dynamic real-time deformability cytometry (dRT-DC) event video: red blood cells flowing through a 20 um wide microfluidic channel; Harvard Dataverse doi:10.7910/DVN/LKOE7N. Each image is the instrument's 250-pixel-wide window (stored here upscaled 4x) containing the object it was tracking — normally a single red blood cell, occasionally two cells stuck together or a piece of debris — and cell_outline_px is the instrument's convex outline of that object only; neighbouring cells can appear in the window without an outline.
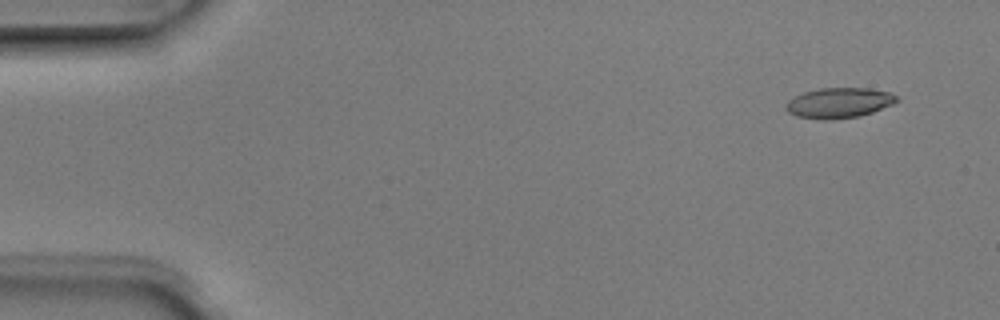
{"species": "Egyptian fruit bat (a non-hibernating species)", "species_latin": "Rousettus aegyptiacus", "temperature_condition": "room temperature", "stored_images_in_passage": 4, "camera_frame_rate_fps": 3000, "um_per_image_px": 0.085, "animal": {"sex": "male"}, "frame": {"image": 1, "passage_image": 1, "time_ms": 0.0, "image_size_px": [1000, 320], "cell_outline_px": [[900, 100], [892, 104], [872, 112], [860, 116], [828, 120], [824, 120], [796, 116], [788, 112], [784, 108], [784, 104], [788, 100], [804, 92], [820, 88], [868, 88], [892, 92], [900, 96]], "centroid_in_image_um": [71.33, 8.74], "position_along_channel_um": 13.7, "area_um2": 19.77}}
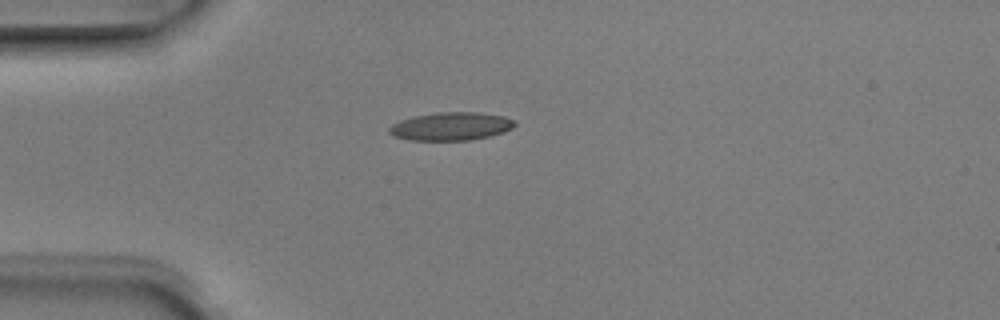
{"frame": {"image": 2, "passage_image": 4, "time_ms": 1.0, "image_size_px": [1000, 320], "cell_outline_px": [[516, 124], [512, 128], [504, 132], [492, 136], [468, 140], [408, 140], [396, 136], [388, 132], [388, 128], [392, 124], [400, 120], [416, 116], [440, 112], [476, 112], [504, 116], [516, 120]], "centroid_in_image_um": [38.37, 10.74], "position_along_channel_um": 46.6, "area_um2": 20.58}}